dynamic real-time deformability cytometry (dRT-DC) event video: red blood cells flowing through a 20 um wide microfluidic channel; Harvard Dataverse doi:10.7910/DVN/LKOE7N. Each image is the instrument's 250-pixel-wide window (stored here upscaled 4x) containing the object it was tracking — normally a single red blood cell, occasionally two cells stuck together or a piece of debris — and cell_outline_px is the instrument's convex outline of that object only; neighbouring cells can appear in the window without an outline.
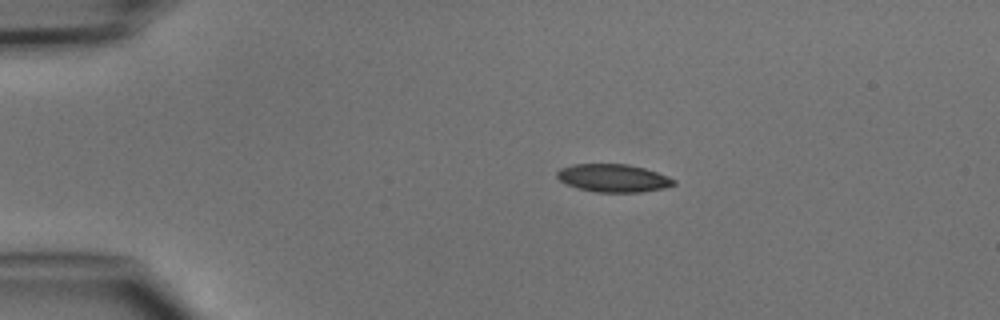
{"species": "common noctule bat (a hibernating species)", "species_latin": "Nyctalus noctula", "temperature_condition": "cold", "stored_images_in_passage": 3, "camera_frame_rate_fps": 3000, "um_per_image_px": 0.085, "animal": {"sex": "male", "body_mass_g": 15.6}, "frame": {"image": 1, "passage_image": 1, "time_ms": 0.0, "image_size_px": [1000, 320], "cell_outline_px": [[676, 184], [664, 188], [640, 192], [596, 192], [576, 188], [560, 180], [556, 176], [556, 172], [560, 168], [572, 164], [628, 164], [644, 168], [668, 176], [676, 180]], "centroid_in_image_um": [52.12, 15.13], "position_along_channel_um": 32.9, "area_um2": 19.02}}
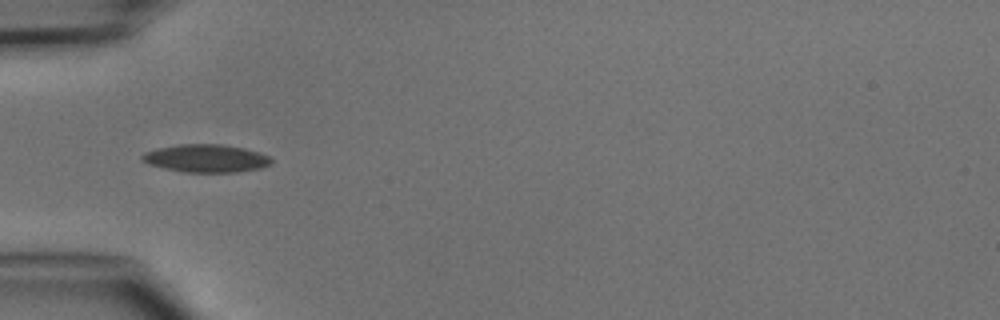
{"frame": {"image": 2, "passage_image": 3, "time_ms": 2.0, "image_size_px": [1000, 320], "cell_outline_px": [[272, 164], [260, 168], [236, 172], [184, 172], [164, 168], [148, 164], [140, 160], [140, 156], [144, 152], [160, 148], [180, 144], [220, 144], [244, 148], [260, 152], [268, 156], [272, 160]], "centroid_in_image_um": [17.51, 13.46], "position_along_channel_um": 67.5, "area_um2": 20.98}}